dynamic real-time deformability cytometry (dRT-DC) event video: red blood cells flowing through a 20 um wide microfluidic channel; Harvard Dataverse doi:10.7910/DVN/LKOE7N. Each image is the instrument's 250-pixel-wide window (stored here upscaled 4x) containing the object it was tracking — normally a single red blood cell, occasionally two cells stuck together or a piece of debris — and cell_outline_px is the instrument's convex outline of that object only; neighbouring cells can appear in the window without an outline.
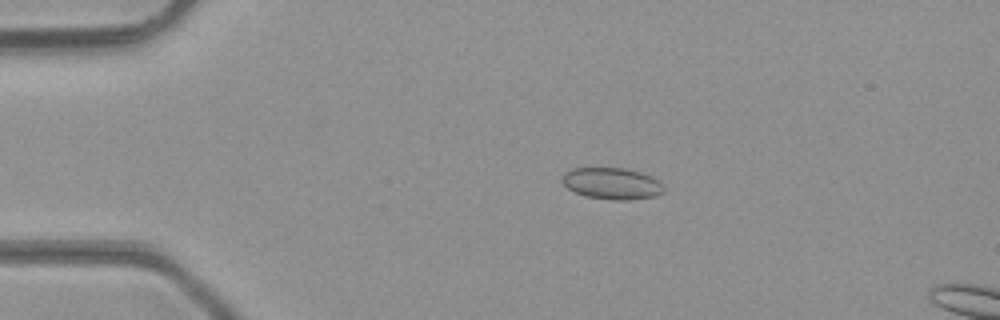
{"species": "common noctule bat (a hibernating species)", "species_latin": "Nyctalus noctula", "temperature_condition": "room temperature", "stored_images_in_passage": 10, "camera_frame_rate_fps": 3000, "um_per_image_px": 0.085, "animal": {"sex": "male", "body_mass_g": 23.1, "forearm_length_mm": 52.7}, "frame": {"image": 1, "passage_image": 6, "time_ms": 1.667, "image_size_px": [1000, 320], "cell_outline_px": [[664, 192], [652, 196], [628, 200], [616, 200], [584, 196], [568, 188], [564, 184], [564, 172], [572, 168], [624, 168], [640, 172], [652, 176], [664, 188]], "centroid_in_image_um": [52.01, 15.59], "position_along_channel_um": 33.0, "area_um2": 18.38}}